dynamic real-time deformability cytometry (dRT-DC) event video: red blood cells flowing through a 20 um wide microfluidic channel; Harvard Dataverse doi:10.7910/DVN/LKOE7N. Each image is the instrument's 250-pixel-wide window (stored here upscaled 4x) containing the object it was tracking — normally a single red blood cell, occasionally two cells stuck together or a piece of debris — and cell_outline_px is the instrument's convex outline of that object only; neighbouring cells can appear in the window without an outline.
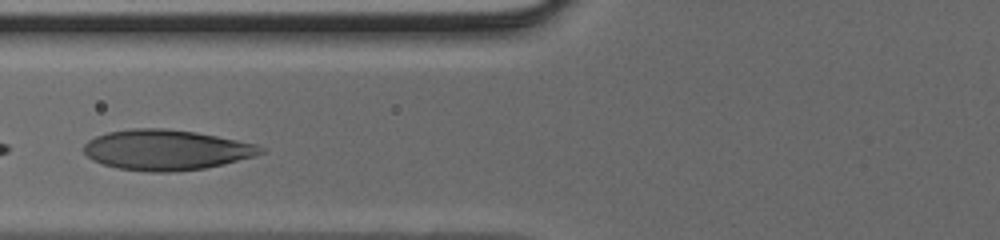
{"species": "human", "species_latin": "Homo sapiens", "temperature_condition": "cold", "stored_images_in_passage": 36, "camera_frame_rate_fps": 3000, "um_per_image_px": 0.085, "donor": {"sex": "male"}, "frame": {"image": 1, "passage_image": 11, "time_ms": 3.333, "image_size_px": [1000, 240], "cell_outline_px": [[268, 152], [256, 156], [224, 164], [204, 168], [176, 172], [148, 172], [116, 168], [92, 160], [84, 152], [84, 144], [88, 140], [96, 136], [108, 132], [132, 128], [164, 128], [196, 132], [256, 144], [264, 148]], "centroid_in_image_um": [14.15, 12.75], "position_along_channel_um": 111.7, "area_um2": 41.79}}
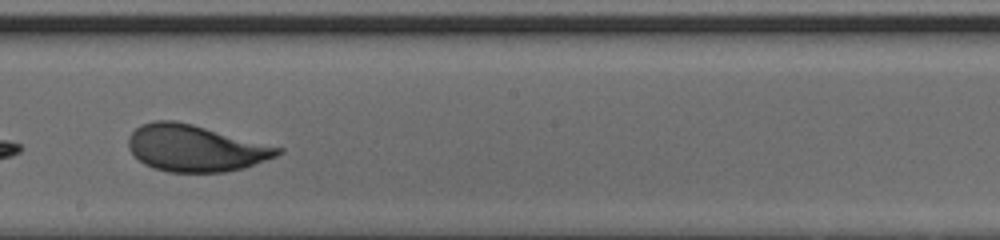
{"frame": {"image": 2, "passage_image": 19, "time_ms": 6.0, "image_size_px": [1000, 240], "cell_outline_px": [[284, 152], [276, 156], [244, 168], [224, 172], [168, 172], [152, 168], [144, 164], [128, 148], [128, 136], [140, 124], [152, 120], [172, 120], [192, 124], [284, 148]], "centroid_in_image_um": [16.59, 12.59], "position_along_channel_um": 231.6, "area_um2": 40.58}}
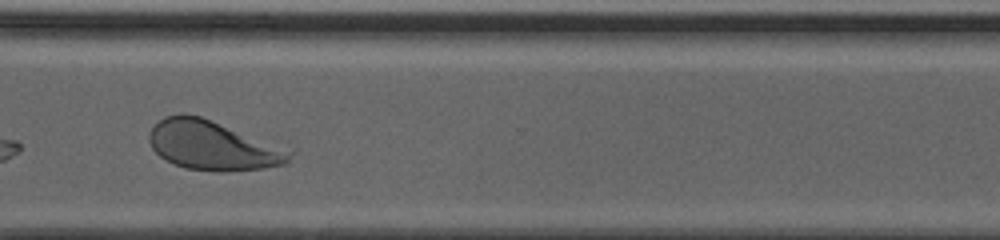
{"frame": {"image": 3, "passage_image": 27, "time_ms": 8.667, "image_size_px": [1000, 240], "cell_outline_px": [[296, 152], [288, 164], [264, 168], [224, 172], [216, 172], [184, 168], [164, 160], [152, 148], [148, 140], [148, 132], [164, 116], [184, 112], [200, 116]], "centroid_in_image_um": [18.07, 12.38], "position_along_channel_um": 352.5, "area_um2": 40.58}}